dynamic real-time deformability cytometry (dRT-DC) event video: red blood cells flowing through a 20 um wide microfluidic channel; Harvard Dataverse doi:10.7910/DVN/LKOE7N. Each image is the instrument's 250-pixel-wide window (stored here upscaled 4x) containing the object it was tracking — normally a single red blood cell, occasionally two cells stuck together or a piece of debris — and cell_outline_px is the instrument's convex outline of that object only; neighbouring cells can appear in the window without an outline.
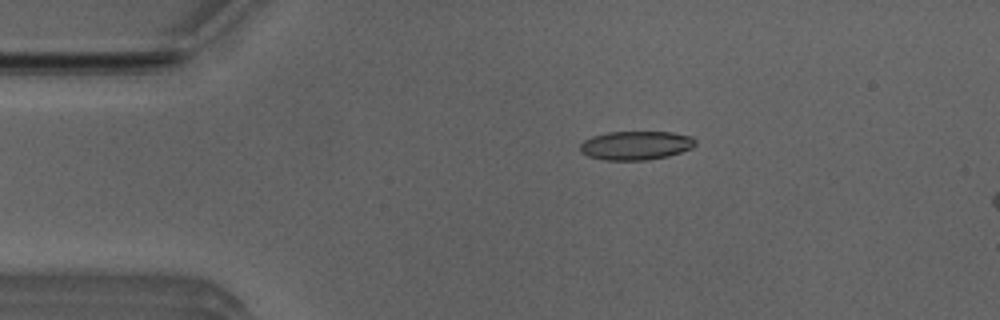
{"species": "Egyptian fruit bat (a non-hibernating species)", "species_latin": "Rousettus aegyptiacus", "temperature_condition": "room temperature", "stored_images_in_passage": 44, "camera_frame_rate_fps": 3000, "um_per_image_px": 0.085, "animal": {"sex": "male"}, "frame": {"image": 1, "passage_image": 1, "time_ms": 0.0, "image_size_px": [1000, 320], "cell_outline_px": [[696, 144], [692, 148], [668, 156], [648, 160], [604, 160], [588, 156], [580, 152], [580, 144], [584, 140], [592, 136], [608, 132], [672, 132], [692, 136], [696, 140]], "centroid_in_image_um": [54.05, 12.36], "position_along_channel_um": 31.0, "area_um2": 19.48}}
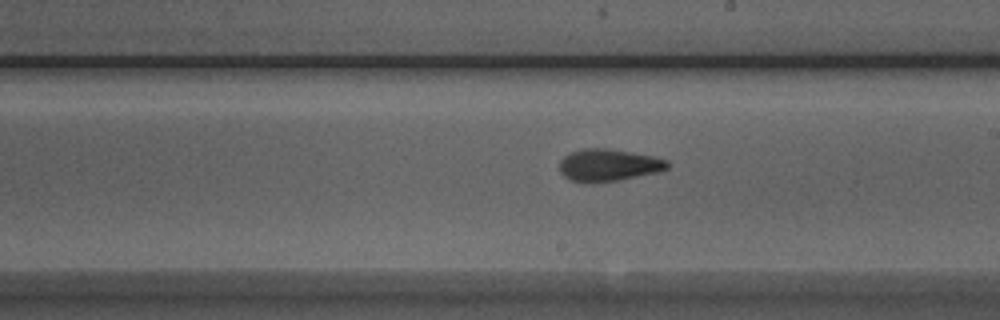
{"frame": {"image": 2, "passage_image": 20, "time_ms": 6.333, "image_size_px": [1000, 320], "cell_outline_px": [[668, 168], [660, 172], [620, 180], [596, 184], [584, 184], [572, 180], [564, 176], [560, 172], [560, 160], [564, 156], [580, 148], [608, 148], [632, 152], [652, 156], [668, 160]], "centroid_in_image_um": [51.71, 14.05], "position_along_channel_um": 237.3, "area_um2": 20.69}}
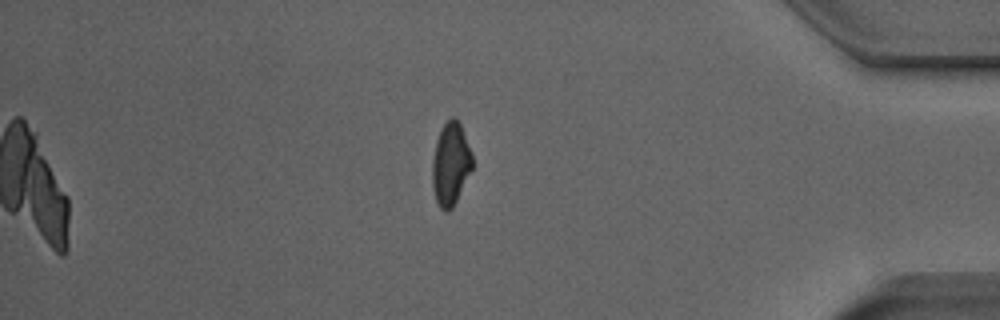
{"frame": {"image": 3, "passage_image": 35, "time_ms": 11.333, "image_size_px": [1000, 320], "cell_outline_px": [[472, 168], [452, 208], [448, 212], [444, 212], [440, 208], [436, 200], [432, 188], [432, 160], [436, 140], [444, 124], [452, 116], [456, 116], [460, 124], [472, 152]], "centroid_in_image_um": [38.29, 13.94], "position_along_channel_um": 396.9, "area_um2": 19.25}, "authors_computed_cell_mechanics": {"area_um2": 19.7098, "velocity_mm_per_s": 3.9531, "shape_relaxation_time_tau1_ms": 7.0022, "shape_relaxation_time_tau2_ms": 2.3163, "deformation_change_tau1": 0.1754, "deformation_change_tau2": 0.0896}}